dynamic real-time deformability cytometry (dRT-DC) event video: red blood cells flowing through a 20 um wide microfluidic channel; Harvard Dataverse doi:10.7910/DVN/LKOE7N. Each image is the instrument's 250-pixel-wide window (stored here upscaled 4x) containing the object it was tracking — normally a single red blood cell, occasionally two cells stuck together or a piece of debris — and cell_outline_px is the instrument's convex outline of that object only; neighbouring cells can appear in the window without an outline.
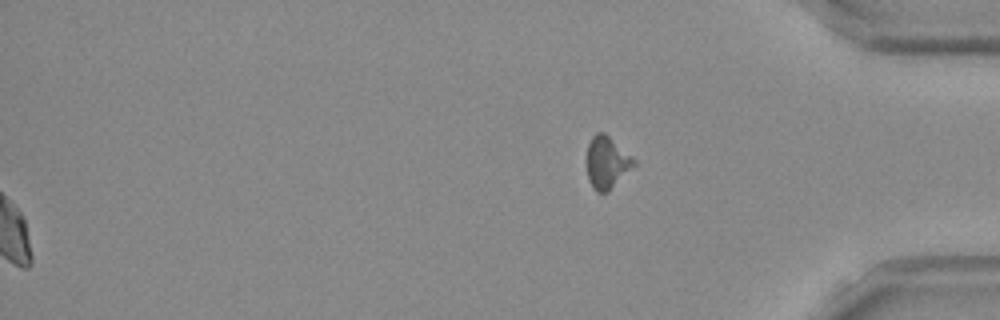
{"species": "Egyptian fruit bat (a non-hibernating species)", "species_latin": "Rousettus aegyptiacus", "temperature_condition": "room temperature", "stored_images_in_passage": 54, "segment_of_instrument_passage": [2, 2], "camera_frame_rate_fps": 3000, "um_per_image_px": 0.085, "frame": {"image": 1, "passage_image": 54, "time_ms": 17.667, "image_size_px": [1000, 320], "cell_outline_px": [[636, 164], [608, 192], [596, 192], [592, 188], [588, 180], [584, 164], [588, 144], [592, 136], [596, 132], [604, 132], [632, 156], [636, 160]], "centroid_in_image_um": [51.53, 13.82], "position_along_channel_um": 383.7, "area_um2": 14.74}}